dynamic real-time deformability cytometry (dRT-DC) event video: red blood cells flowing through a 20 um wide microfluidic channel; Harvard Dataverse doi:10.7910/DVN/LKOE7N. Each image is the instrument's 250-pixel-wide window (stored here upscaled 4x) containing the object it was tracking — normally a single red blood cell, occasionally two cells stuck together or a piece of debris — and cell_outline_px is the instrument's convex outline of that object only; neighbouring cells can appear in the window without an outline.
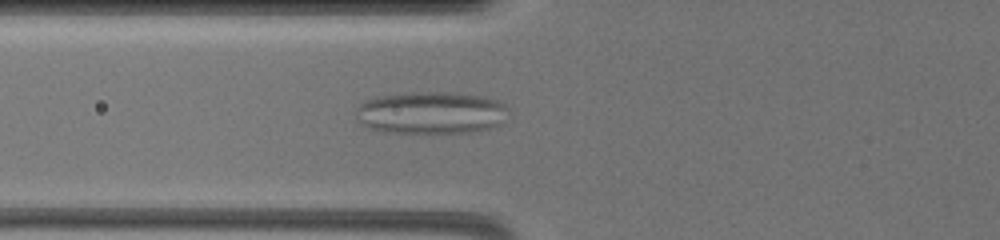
{"species": "common noctule bat (a hibernating species)", "species_latin": "Nyctalus noctula", "temperature_condition": "warm", "stored_images_in_passage": 19, "camera_frame_rate_fps": 3000, "um_per_image_px": 0.085, "animal": {"sex": "female", "body_mass_g": 19.5, "forearm_length_mm": 54.1}, "frame": {"image": 1, "passage_image": 6, "time_ms": 4.333, "image_size_px": [1000, 240], "cell_outline_px": [[504, 108], [500, 124], [488, 128], [472, 132], [384, 132], [368, 128], [360, 124], [356, 120], [356, 108], [360, 104], [368, 100], [380, 96], [412, 92], [448, 92], [484, 96], [500, 100], [504, 104]], "centroid_in_image_um": [36.56, 9.58], "position_along_channel_um": 89.2, "area_um2": 37.22}}
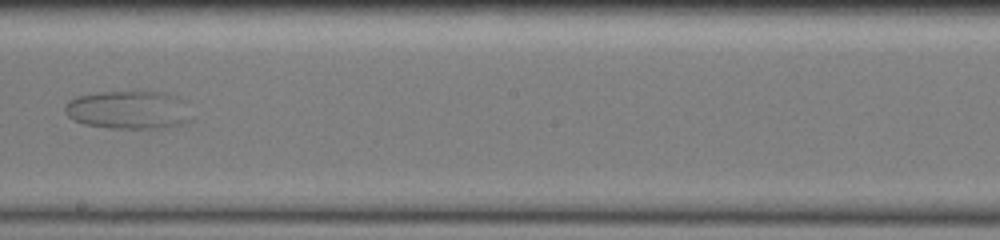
{"frame": {"image": 2, "passage_image": 17, "time_ms": 8.667, "image_size_px": [1000, 240], "cell_outline_px": [[192, 120], [184, 124], [164, 128], [112, 128], [84, 124], [68, 116], [64, 112], [64, 108], [68, 100], [76, 96], [100, 92], [156, 92], [176, 96], [188, 100], [192, 116]], "centroid_in_image_um": [11.0, 9.34], "position_along_channel_um": 237.2, "area_um2": 28.61}}
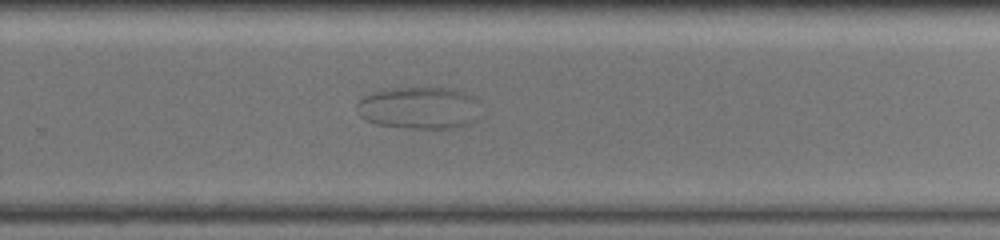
{"frame": {"image": 3, "passage_image": 19, "time_ms": 10.333, "image_size_px": [1000, 240], "cell_outline_px": [[476, 120], [468, 124], [456, 128], [404, 128], [376, 124], [364, 120], [360, 116], [356, 108], [356, 104], [364, 96], [376, 92], [392, 88], [448, 88], [464, 92], [468, 96]], "centroid_in_image_um": [35.47, 9.19], "position_along_channel_um": 294.3, "area_um2": 29.48}}